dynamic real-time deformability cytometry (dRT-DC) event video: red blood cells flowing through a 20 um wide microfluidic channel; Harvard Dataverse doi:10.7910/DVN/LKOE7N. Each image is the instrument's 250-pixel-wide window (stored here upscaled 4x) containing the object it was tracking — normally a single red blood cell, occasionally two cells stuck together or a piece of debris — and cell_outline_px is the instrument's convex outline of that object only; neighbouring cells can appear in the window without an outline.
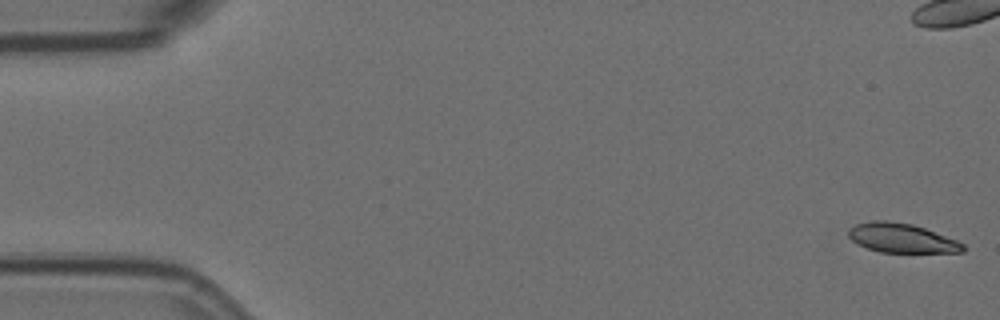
{"species": "Egyptian fruit bat (a non-hibernating species)", "species_latin": "Rousettus aegyptiacus", "temperature_condition": "room temperature", "stored_images_in_passage": 2, "camera_frame_rate_fps": 3000, "um_per_image_px": 0.085, "animal": {"sex": "female"}, "frame": {"image": 1, "passage_image": 1, "time_ms": 0.0, "image_size_px": [1000, 320], "cell_outline_px": [[964, 252], [880, 252], [856, 244], [848, 236], [848, 228], [856, 224], [872, 220], [888, 220], [912, 224], [924, 228], [956, 240], [964, 244]], "centroid_in_image_um": [76.59, 20.22], "position_along_channel_um": 8.4, "area_um2": 19.48}}